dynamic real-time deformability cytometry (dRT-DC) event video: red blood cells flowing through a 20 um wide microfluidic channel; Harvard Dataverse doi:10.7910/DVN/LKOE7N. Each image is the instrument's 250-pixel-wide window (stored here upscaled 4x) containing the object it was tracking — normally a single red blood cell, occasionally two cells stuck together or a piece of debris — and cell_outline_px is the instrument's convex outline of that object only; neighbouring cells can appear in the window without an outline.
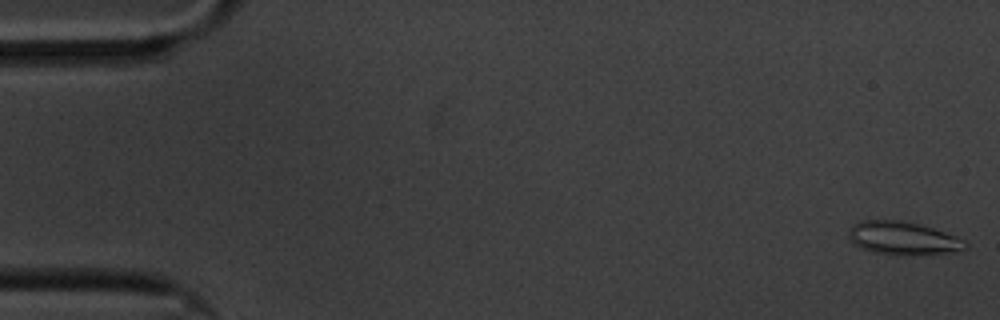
{"species": "common noctule bat (a hibernating species)", "species_latin": "Nyctalus noctula", "temperature_condition": "cold", "stored_images_in_passage": 60, "camera_frame_rate_fps": 3000, "um_per_image_px": 0.085, "animal": {"sex": "male", "body_mass_g": 20.1, "forearm_length_mm": 53.5}, "frame": {"image": 1, "passage_image": 1, "time_ms": 0.0, "image_size_px": [1000, 320], "cell_outline_px": [[968, 248], [952, 252], [904, 256], [872, 252], [860, 248], [848, 240], [848, 232], [852, 224], [864, 220], [900, 220], [920, 224], [956, 236], [964, 240], [968, 244]], "centroid_in_image_um": [76.72, 20.26], "position_along_channel_um": 8.3, "area_um2": 22.83}}
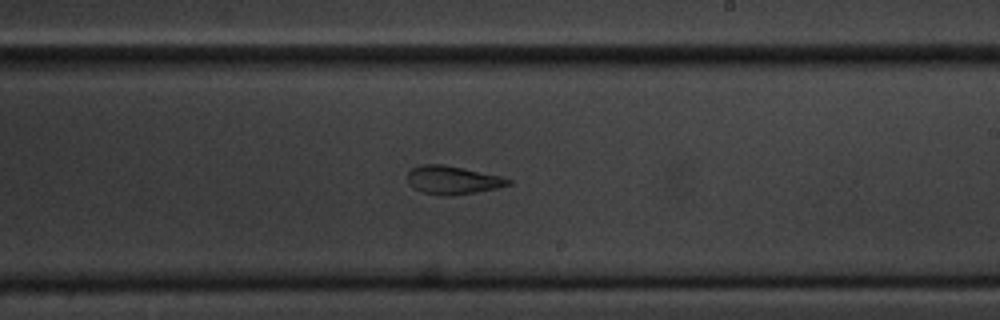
{"frame": {"image": 2, "passage_image": 35, "time_ms": 11.333, "image_size_px": [1000, 320], "cell_outline_px": [[512, 184], [496, 188], [476, 192], [452, 196], [440, 196], [420, 192], [412, 188], [408, 184], [408, 172], [412, 168], [424, 164], [444, 164], [464, 168], [500, 176], [512, 180]], "centroid_in_image_um": [38.45, 15.32], "position_along_channel_um": 250.6, "area_um2": 16.82}}
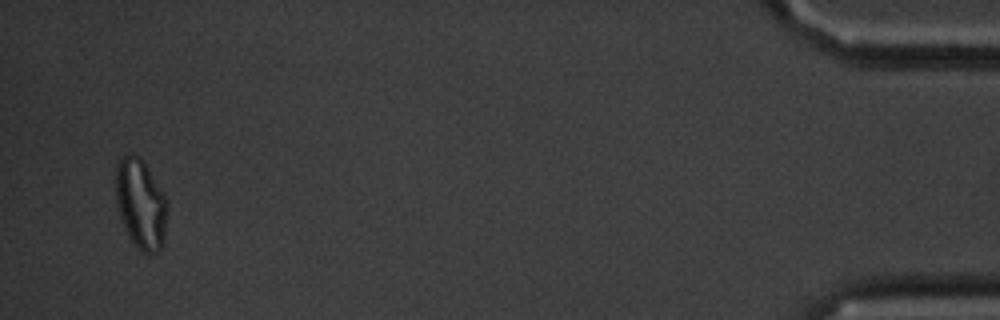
{"frame": {"image": 3, "passage_image": 58, "time_ms": 19.0, "image_size_px": [1000, 320], "cell_outline_px": [[168, 212], [164, 240], [160, 252], [144, 252], [128, 236], [124, 228], [116, 204], [116, 164], [124, 156], [132, 152], [140, 156], [144, 160], [168, 200]], "centroid_in_image_um": [11.99, 17.29], "position_along_channel_um": 423.2, "area_um2": 27.34}, "authors_computed_cell_mechanics": {"area_um2": 18.9295, "velocity_mm_per_s": 3.3153, "shape_relaxation_time_tau1_ms": null, "shape_relaxation_time_tau2_ms": 1.5563, "deformation_change_tau1": null, "deformation_change_tau2": 0.08}}